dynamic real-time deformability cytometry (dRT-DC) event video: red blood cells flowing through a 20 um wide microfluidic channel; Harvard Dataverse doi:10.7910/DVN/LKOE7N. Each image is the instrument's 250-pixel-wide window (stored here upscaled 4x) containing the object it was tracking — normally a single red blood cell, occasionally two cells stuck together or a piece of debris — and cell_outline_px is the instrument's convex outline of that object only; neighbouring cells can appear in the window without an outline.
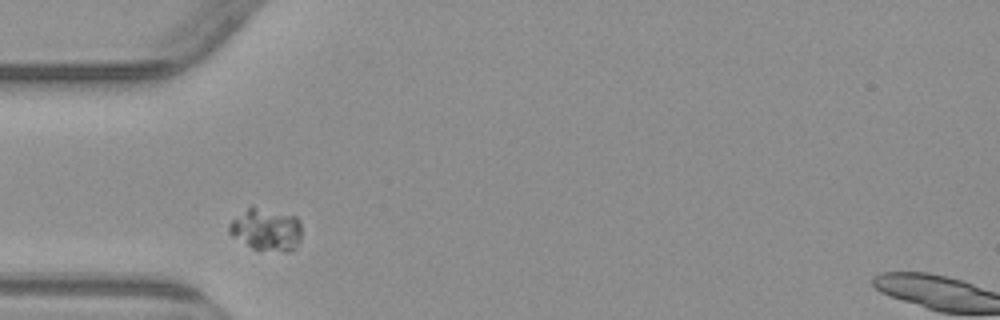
{"species": "common noctule bat (a hibernating species)", "species_latin": "Nyctalus noctula", "temperature_condition": "warm", "stored_images_in_passage": 2, "camera_frame_rate_fps": 3000, "um_per_image_px": 0.085, "animal": {"sex": "male", "body_mass_g": 23.1, "forearm_length_mm": 52.7}, "frame": {"image": 1, "passage_image": 1, "time_ms": 0.0, "image_size_px": [1000, 320], "cell_outline_px": [[300, 240], [296, 248], [288, 252], [284, 252], [252, 248], [232, 236], [228, 232], [228, 224], [232, 220], [248, 208], [252, 208], [296, 216], [300, 220]], "centroid_in_image_um": [22.64, 19.56], "position_along_channel_um": 62.4, "area_um2": 17.46}}
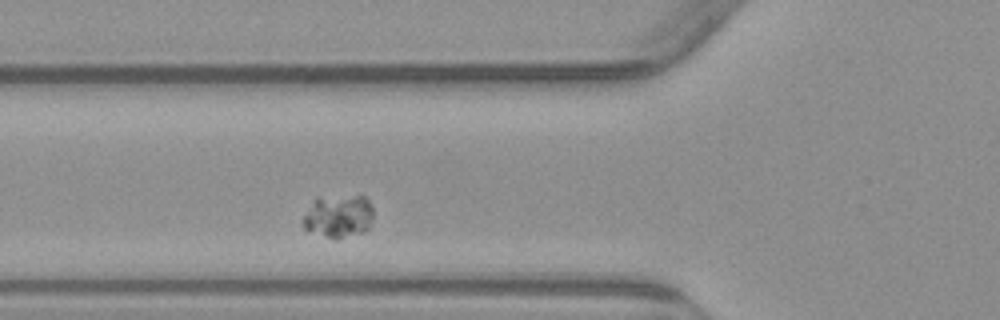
{"frame": {"image": 2, "passage_image": 2, "time_ms": 1.0, "image_size_px": [1000, 320], "cell_outline_px": [[372, 220], [368, 228], [364, 232], [336, 240], [324, 236], [304, 228], [304, 216], [316, 196], [364, 196], [372, 204]], "centroid_in_image_um": [28.8, 18.37], "position_along_channel_um": 97.0, "area_um2": 17.63}}